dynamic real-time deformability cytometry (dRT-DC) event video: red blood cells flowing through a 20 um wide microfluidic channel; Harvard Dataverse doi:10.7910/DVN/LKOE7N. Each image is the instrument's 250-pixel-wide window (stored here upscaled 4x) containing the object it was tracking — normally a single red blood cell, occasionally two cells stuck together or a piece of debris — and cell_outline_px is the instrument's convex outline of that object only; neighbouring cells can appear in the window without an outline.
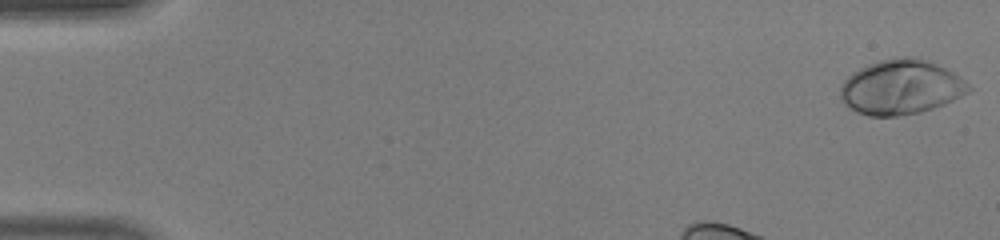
{"species": "human", "species_latin": "Homo sapiens", "temperature_condition": "warm", "stored_images_in_passage": 34, "camera_frame_rate_fps": 3000, "um_per_image_px": 0.085, "donor": {"sex": "male"}, "frame": {"image": 1, "passage_image": 1, "time_ms": 0.0, "image_size_px": [1000, 240], "cell_outline_px": [[972, 88], [968, 92], [944, 104], [920, 112], [896, 116], [868, 116], [856, 112], [844, 104], [840, 96], [840, 88], [844, 80], [852, 72], [868, 64], [880, 60], [904, 56], [912, 56], [936, 64], [960, 76]], "centroid_in_image_um": [76.55, 7.41], "position_along_channel_um": 8.5, "area_um2": 40.69}}
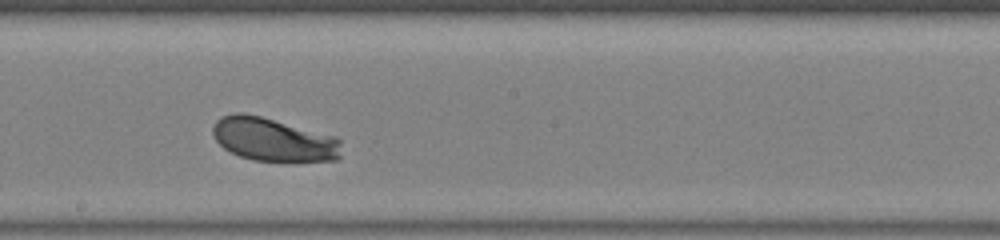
{"frame": {"image": 2, "passage_image": 22, "time_ms": 7.0, "image_size_px": [1000, 240], "cell_outline_px": [[340, 156], [336, 160], [288, 164], [252, 160], [240, 156], [224, 148], [216, 140], [212, 132], [212, 128], [216, 120], [220, 116], [236, 112], [244, 112], [260, 116], [336, 136], [340, 140]], "centroid_in_image_um": [23.26, 11.9], "position_along_channel_um": 224.9, "area_um2": 33.41}}
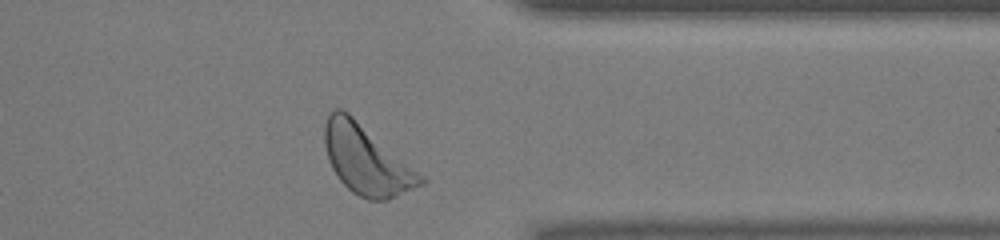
{"frame": {"image": 3, "passage_image": 33, "time_ms": 10.667, "image_size_px": [1000, 240], "cell_outline_px": [[428, 180], [424, 184], [388, 200], [368, 200], [352, 192], [340, 180], [332, 168], [328, 160], [324, 144], [324, 124], [328, 112], [336, 108], [340, 108], [348, 112], [424, 176]], "centroid_in_image_um": [31.13, 13.58], "position_along_channel_um": 380.3, "area_um2": 38.61}, "authors_computed_cell_mechanics": {"area_um2": 32.8015, "velocity_mm_per_s": 4.3969, "shape_relaxation_time_tau1_ms": 1.2321, "shape_relaxation_time_tau2_ms": null, "deformation_change_tau1": 0.1481, "deformation_change_tau2": null}}